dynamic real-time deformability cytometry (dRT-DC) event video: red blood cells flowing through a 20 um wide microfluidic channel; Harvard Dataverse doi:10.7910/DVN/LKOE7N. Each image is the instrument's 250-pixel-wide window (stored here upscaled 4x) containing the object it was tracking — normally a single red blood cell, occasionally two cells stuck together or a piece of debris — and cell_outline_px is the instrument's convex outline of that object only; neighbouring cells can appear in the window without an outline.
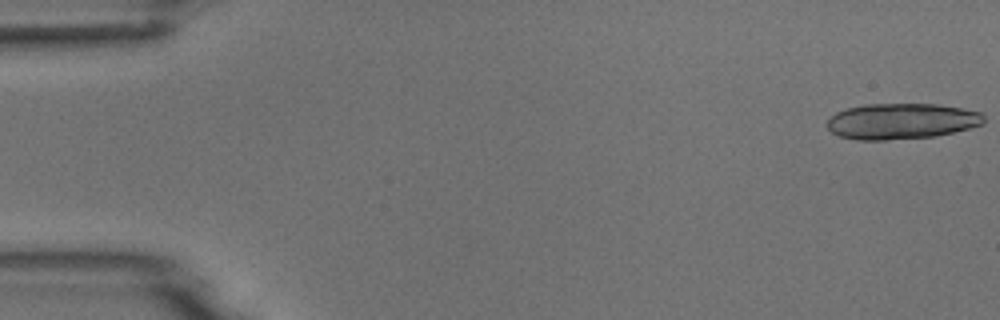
{"species": "common noctule bat (a hibernating species)", "species_latin": "Nyctalus noctula", "temperature_condition": "room temperature", "stored_images_in_passage": 7, "camera_frame_rate_fps": 3000, "um_per_image_px": 0.085, "animal": {"sex": "male", "body_mass_g": 18.8}, "frame": {"image": 1, "passage_image": 1, "time_ms": 0.0, "image_size_px": [1000, 320], "cell_outline_px": [[984, 124], [936, 136], [884, 140], [856, 140], [840, 136], [832, 132], [828, 128], [828, 120], [836, 112], [848, 108], [864, 104], [936, 104], [960, 108], [980, 112], [984, 116]], "centroid_in_image_um": [76.62, 10.3], "position_along_channel_um": 8.4, "area_um2": 32.54}}